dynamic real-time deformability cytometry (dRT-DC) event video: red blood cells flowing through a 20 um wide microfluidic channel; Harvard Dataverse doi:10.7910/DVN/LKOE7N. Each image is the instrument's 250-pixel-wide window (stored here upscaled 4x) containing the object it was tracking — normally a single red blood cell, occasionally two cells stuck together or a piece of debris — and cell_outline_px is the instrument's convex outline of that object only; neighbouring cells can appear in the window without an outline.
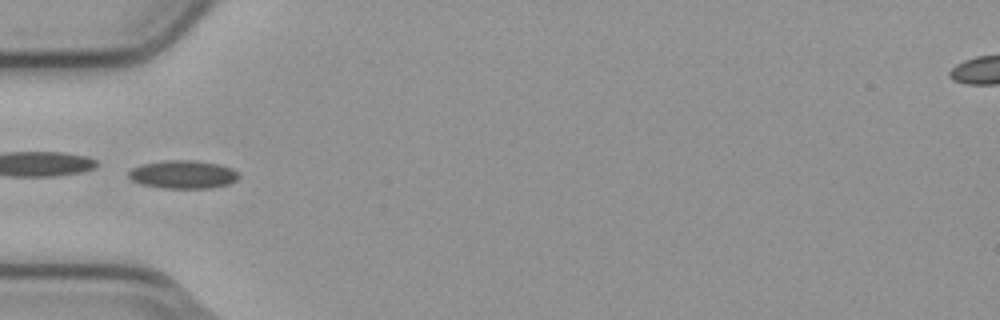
{"species": "common noctule bat (a hibernating species)", "species_latin": "Nyctalus noctula", "temperature_condition": "cold", "stored_images_in_passage": 5, "camera_frame_rate_fps": 3000, "um_per_image_px": 0.085, "animal": {"sex": "male", "body_mass_g": 23.1, "forearm_length_mm": 52.7}, "frame": {"image": 1, "passage_image": 5, "time_ms": 1.333, "image_size_px": [1000, 320], "cell_outline_px": [[240, 176], [236, 180], [228, 184], [212, 188], [164, 188], [140, 184], [132, 180], [128, 176], [128, 172], [132, 168], [144, 164], [164, 160], [196, 160], [220, 164], [232, 168]], "centroid_in_image_um": [15.57, 14.82], "position_along_channel_um": 69.4, "area_um2": 18.15}}